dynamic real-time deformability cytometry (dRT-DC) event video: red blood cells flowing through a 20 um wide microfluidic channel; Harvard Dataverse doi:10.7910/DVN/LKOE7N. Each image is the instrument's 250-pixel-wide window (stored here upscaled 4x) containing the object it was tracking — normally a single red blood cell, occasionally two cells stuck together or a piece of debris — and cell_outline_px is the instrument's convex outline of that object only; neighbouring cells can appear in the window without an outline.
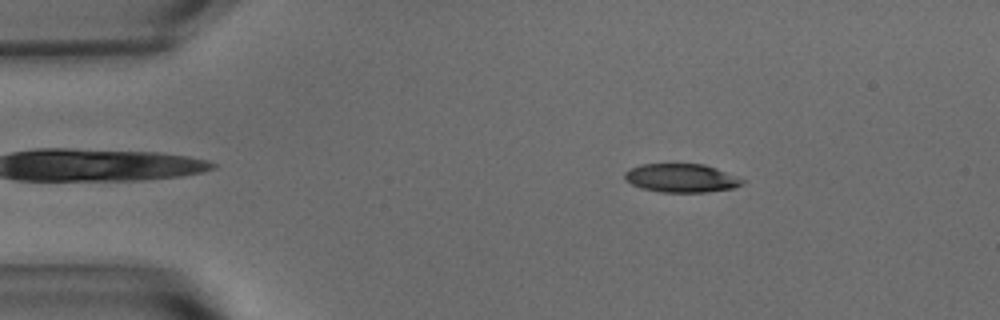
{"species": "common noctule bat (a hibernating species)", "species_latin": "Nyctalus noctula", "temperature_condition": "warm", "stored_images_in_passage": 55, "camera_frame_rate_fps": 3000, "um_per_image_px": 0.085, "animal": {"sex": "male", "body_mass_g": 15.6}, "frame": {"image": 1, "passage_image": 9, "time_ms": 2.667, "image_size_px": [1000, 320], "cell_outline_px": [[744, 184], [732, 188], [708, 192], [660, 192], [640, 188], [632, 184], [624, 176], [624, 172], [628, 168], [640, 164], [704, 164], [716, 168], [736, 176], [744, 180]], "centroid_in_image_um": [57.89, 15.13], "position_along_channel_um": 27.1, "area_um2": 19.59}}
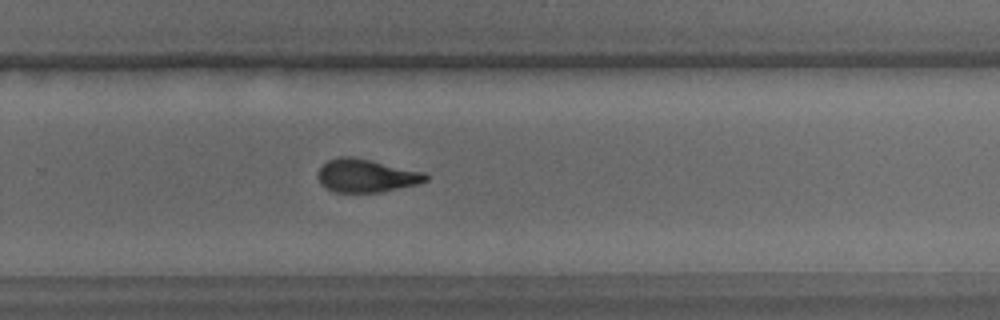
{"frame": {"image": 2, "passage_image": 36, "time_ms": 11.667, "image_size_px": [1000, 320], "cell_outline_px": [[428, 180], [420, 184], [380, 192], [336, 192], [320, 184], [320, 168], [328, 160], [336, 156], [352, 156], [424, 172], [428, 176]], "centroid_in_image_um": [31.17, 14.93], "position_along_channel_um": 298.6, "area_um2": 20.63}}
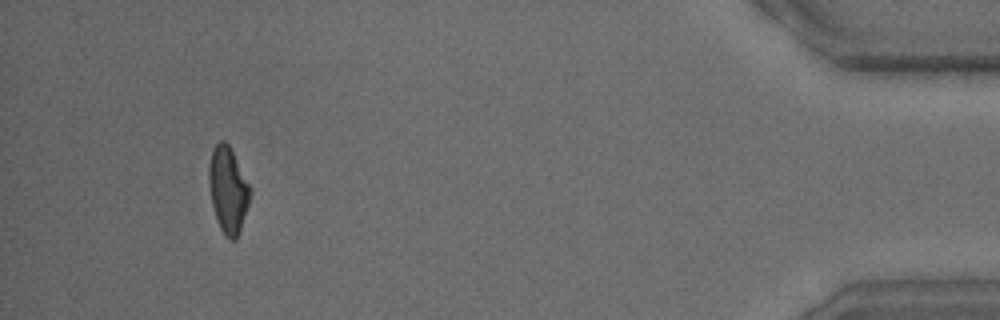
{"frame": {"image": 3, "passage_image": 51, "time_ms": 16.667, "image_size_px": [1000, 320], "cell_outline_px": [[252, 192], [240, 232], [236, 240], [228, 240], [224, 236], [220, 228], [212, 204], [208, 184], [208, 164], [212, 148], [220, 140], [224, 140], [228, 144], [252, 188]], "centroid_in_image_um": [19.38, 16.14], "position_along_channel_um": 415.8, "area_um2": 20.98}, "authors_computed_cell_mechanics": {"area_um2": 20.9236, "velocity_mm_per_s": 3.6913, "shape_relaxation_time_tau1_ms": 6.7316, "shape_relaxation_time_tau2_ms": 2.739, "deformation_change_tau1": 0.2385, "deformation_change_tau2": 0.1148}}